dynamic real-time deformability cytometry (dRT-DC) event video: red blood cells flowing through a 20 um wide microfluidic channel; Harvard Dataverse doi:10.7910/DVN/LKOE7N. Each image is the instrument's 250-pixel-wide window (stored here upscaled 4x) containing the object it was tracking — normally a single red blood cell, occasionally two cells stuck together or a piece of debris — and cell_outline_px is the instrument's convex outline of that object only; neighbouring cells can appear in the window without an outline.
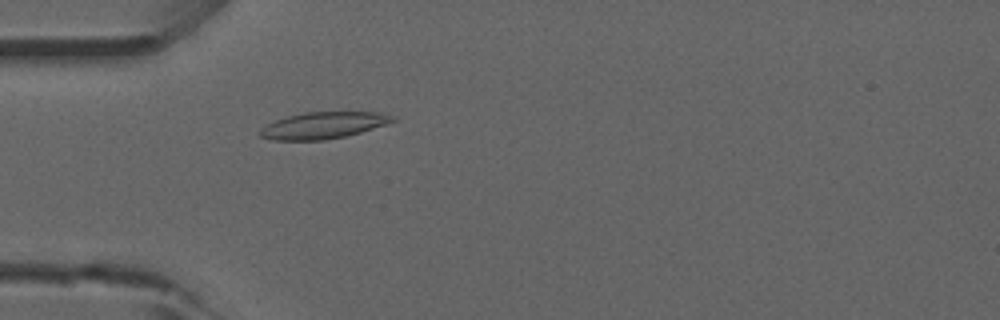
{"species": "common noctule bat (a hibernating species)", "species_latin": "Nyctalus noctula", "temperature_condition": "room temperature", "stored_images_in_passage": 53, "camera_frame_rate_fps": 3000, "um_per_image_px": 0.085, "animal": {"sex": "male", "forearm_length_mm": 52.5}, "frame": {"image": 1, "passage_image": 16, "time_ms": 5.0, "image_size_px": [1000, 320], "cell_outline_px": [[396, 120], [360, 132], [344, 136], [324, 140], [272, 140], [260, 136], [260, 128], [276, 120], [288, 116], [304, 112], [380, 112], [396, 116]], "centroid_in_image_um": [27.47, 10.65], "position_along_channel_um": 57.5, "area_um2": 20.35}}
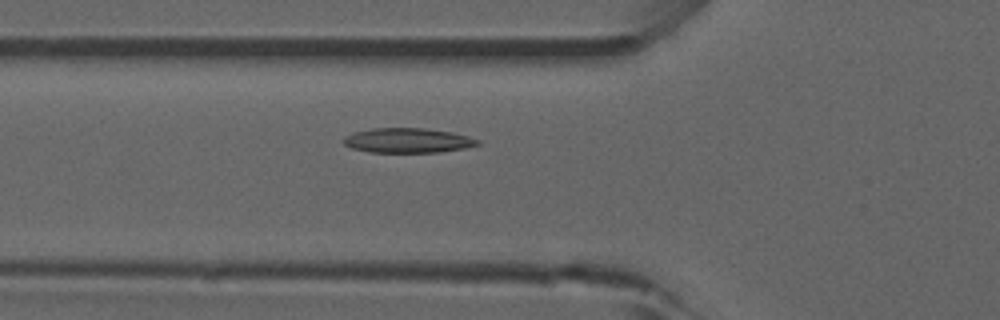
{"frame": {"image": 2, "passage_image": 19, "time_ms": 6.0, "image_size_px": [1000, 320], "cell_outline_px": [[480, 144], [464, 148], [440, 152], [368, 152], [352, 148], [344, 144], [340, 140], [344, 136], [356, 132], [372, 128], [424, 128], [452, 132], [468, 136], [480, 140]], "centroid_in_image_um": [34.64, 11.94], "position_along_channel_um": 91.2, "area_um2": 19.36}}
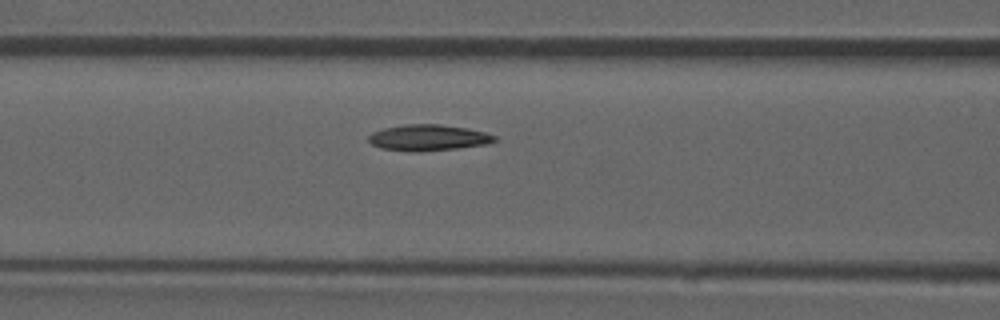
{"frame": {"image": 3, "passage_image": 22, "time_ms": 7.0, "image_size_px": [1000, 320], "cell_outline_px": [[496, 140], [484, 144], [456, 148], [412, 152], [380, 148], [372, 144], [368, 140], [368, 136], [372, 132], [384, 128], [404, 124], [440, 124], [468, 128], [484, 132], [496, 136]], "centroid_in_image_um": [36.35, 11.69], "position_along_channel_um": 130.2, "area_um2": 19.02}, "authors_computed_cell_mechanics": {"area_um2": 18.7272, "velocity_mm_per_s": 3.8608, "shape_relaxation_time_tau1_ms": 9.5205, "shape_relaxation_time_tau2_ms": null, "deformation_change_tau1": 0.1821, "deformation_change_tau2": null}}